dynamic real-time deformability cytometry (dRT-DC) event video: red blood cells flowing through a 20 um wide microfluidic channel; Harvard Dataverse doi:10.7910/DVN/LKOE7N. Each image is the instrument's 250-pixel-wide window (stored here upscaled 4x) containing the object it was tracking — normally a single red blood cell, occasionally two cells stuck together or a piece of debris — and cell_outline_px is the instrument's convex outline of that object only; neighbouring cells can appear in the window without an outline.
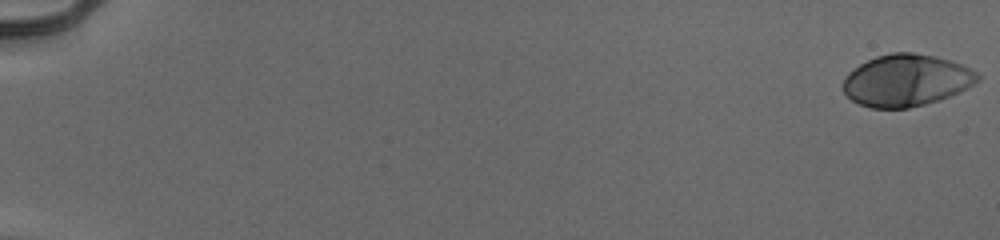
{"species": "human", "species_latin": "Homo sapiens", "temperature_condition": "cold", "stored_images_in_passage": 55, "camera_frame_rate_fps": 3000, "um_per_image_px": 0.085, "donor": {"sex": "male"}, "frame": {"image": 1, "passage_image": 1, "time_ms": 0.0, "image_size_px": [1000, 240], "cell_outline_px": [[980, 80], [976, 84], [960, 92], [940, 100], [908, 108], [872, 108], [860, 104], [852, 100], [844, 92], [844, 76], [848, 72], [860, 64], [876, 56], [892, 52], [912, 52], [936, 56], [952, 60], [976, 72], [980, 76]], "centroid_in_image_um": [77.06, 6.82], "position_along_channel_um": 7.9, "area_um2": 40.81}}
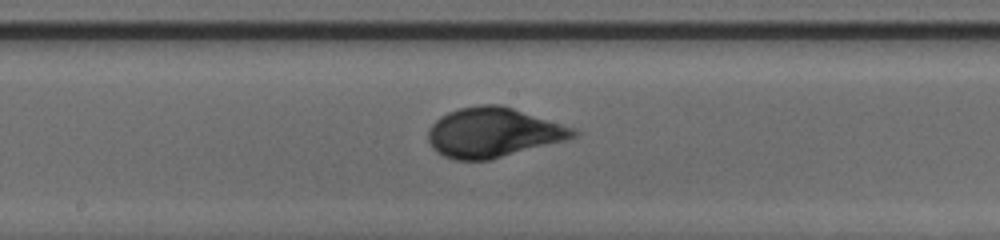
{"frame": {"image": 2, "passage_image": 32, "time_ms": 10.333, "image_size_px": [1000, 240], "cell_outline_px": [[580, 132], [576, 136], [564, 140], [488, 160], [456, 160], [444, 156], [436, 152], [432, 148], [428, 140], [428, 128], [440, 116], [448, 112], [460, 108], [480, 104], [500, 104], [576, 128]], "centroid_in_image_um": [41.89, 11.25], "position_along_channel_um": 206.3, "area_um2": 41.79}}
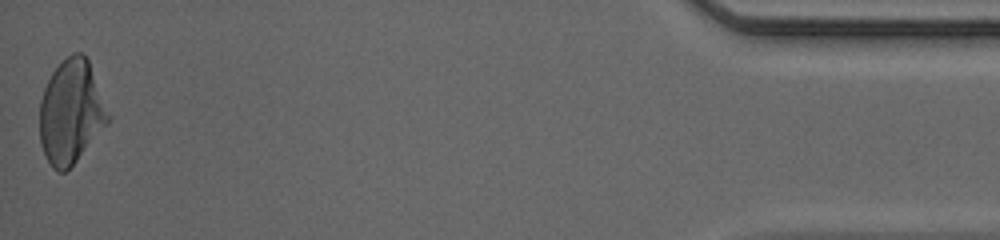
{"frame": {"image": 3, "passage_image": 55, "time_ms": 18.0, "image_size_px": [1000, 240], "cell_outline_px": [[112, 116], [108, 124], [76, 160], [64, 172], [56, 172], [52, 168], [40, 144], [40, 100], [44, 88], [52, 72], [72, 52], [80, 52], [88, 60]], "centroid_in_image_um": [6.06, 9.52], "position_along_channel_um": 429.1, "area_um2": 41.27}, "authors_computed_cell_mechanics": {"area_um2": 40.4022, "velocity_mm_per_s": 3.9333, "shape_relaxation_time_tau1_ms": 2.9816, "shape_relaxation_time_tau2_ms": null, "deformation_change_tau1": 0.168, "deformation_change_tau2": null}}